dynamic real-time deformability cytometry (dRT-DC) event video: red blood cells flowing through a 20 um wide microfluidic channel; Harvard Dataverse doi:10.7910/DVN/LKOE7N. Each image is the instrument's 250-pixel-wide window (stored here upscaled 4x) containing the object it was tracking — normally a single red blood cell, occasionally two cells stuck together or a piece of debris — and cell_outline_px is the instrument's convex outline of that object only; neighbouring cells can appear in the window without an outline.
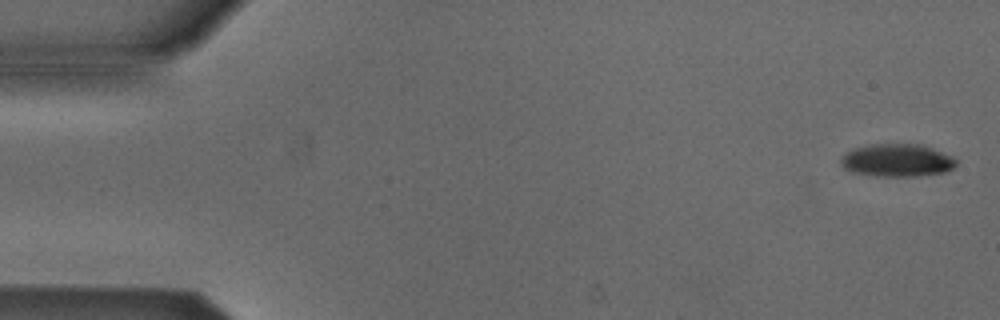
{"species": "Egyptian fruit bat (a non-hibernating species)", "species_latin": "Rousettus aegyptiacus", "temperature_condition": "cold", "stored_images_in_passage": 5, "camera_frame_rate_fps": 3000, "um_per_image_px": 0.085, "animal": {"sex": "male"}, "frame": {"image": 1, "passage_image": 1, "time_ms": 0.0, "image_size_px": [1000, 320], "cell_outline_px": [[956, 164], [952, 168], [944, 172], [916, 176], [876, 176], [852, 172], [844, 168], [840, 164], [840, 160], [848, 152], [856, 148], [872, 144], [920, 144], [932, 148], [952, 156], [956, 160]], "centroid_in_image_um": [76.25, 13.63], "position_along_channel_um": 8.7, "area_um2": 21.79}}